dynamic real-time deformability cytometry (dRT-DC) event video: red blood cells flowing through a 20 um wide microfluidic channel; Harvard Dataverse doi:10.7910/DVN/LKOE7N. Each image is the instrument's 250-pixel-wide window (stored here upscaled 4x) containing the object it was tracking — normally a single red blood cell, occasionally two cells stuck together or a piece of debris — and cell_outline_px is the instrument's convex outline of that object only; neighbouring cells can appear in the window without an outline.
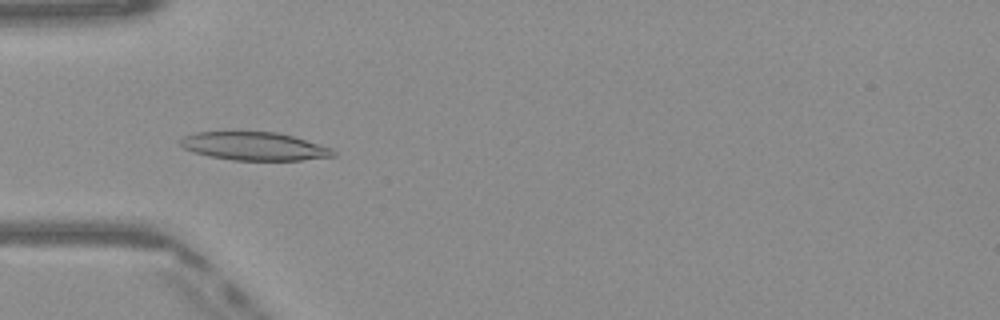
{"species": "Egyptian fruit bat (a non-hibernating species)", "species_latin": "Rousettus aegyptiacus", "temperature_condition": "warm", "stored_images_in_passage": 50, "camera_frame_rate_fps": 3000, "um_per_image_px": 0.085, "frame": {"image": 1, "passage_image": 16, "time_ms": 5.0, "image_size_px": [1000, 320], "cell_outline_px": [[336, 156], [300, 160], [232, 160], [208, 156], [184, 148], [180, 144], [180, 140], [184, 136], [196, 132], [276, 132], [292, 136], [332, 148], [336, 152]], "centroid_in_image_um": [21.63, 12.43], "position_along_channel_um": 63.4, "area_um2": 24.91}}
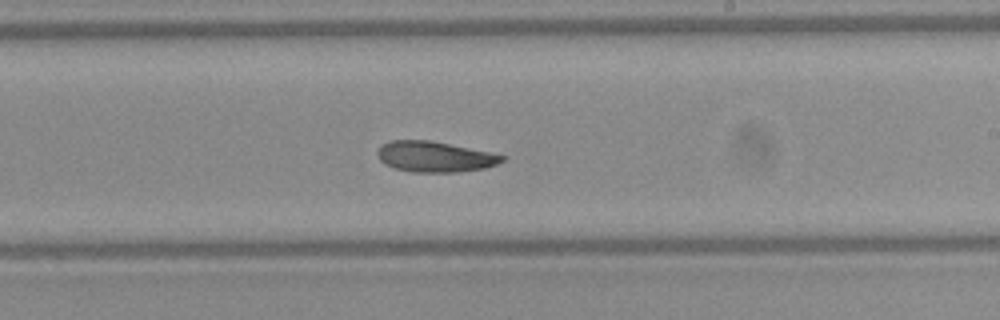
{"frame": {"image": 2, "passage_image": 30, "time_ms": 9.667, "image_size_px": [1000, 320], "cell_outline_px": [[508, 156], [504, 160], [496, 164], [484, 168], [456, 172], [412, 172], [396, 168], [384, 164], [376, 156], [376, 152], [380, 144], [388, 140], [432, 140], [492, 152]], "centroid_in_image_um": [36.94, 13.3], "position_along_channel_um": 252.1, "area_um2": 22.6}}
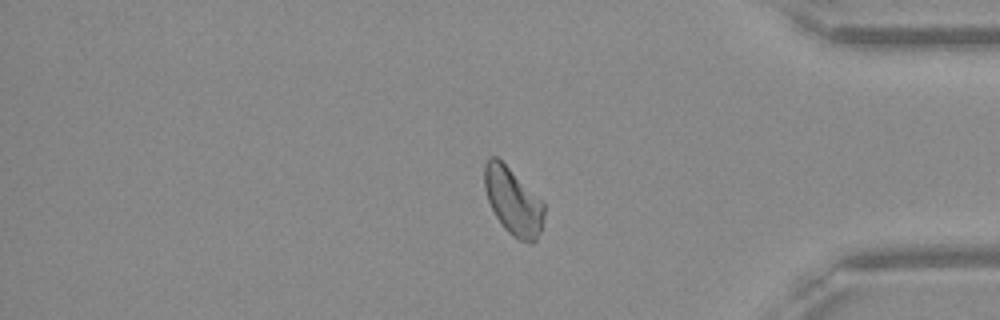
{"frame": {"image": 3, "passage_image": 42, "time_ms": 13.667, "image_size_px": [1000, 320], "cell_outline_px": [[544, 216], [540, 232], [536, 240], [532, 244], [528, 244], [512, 236], [504, 228], [496, 216], [488, 200], [484, 188], [484, 164], [492, 156], [496, 156], [544, 204]], "centroid_in_image_um": [43.6, 17.16], "position_along_channel_um": 391.6, "area_um2": 22.77}, "authors_computed_cell_mechanics": {"area_um2": 23.4379, "velocity_mm_per_s": 4.061, "shape_relaxation_time_tau1_ms": null, "shape_relaxation_time_tau2_ms": 7.7056, "deformation_change_tau1": null, "deformation_change_tau2": 0.1424}}